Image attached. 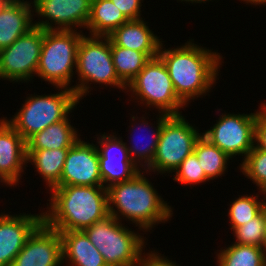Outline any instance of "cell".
Returning a JSON list of instances; mask_svg holds the SVG:
<instances>
[{
	"instance_id": "obj_4",
	"label": "cell",
	"mask_w": 266,
	"mask_h": 266,
	"mask_svg": "<svg viewBox=\"0 0 266 266\" xmlns=\"http://www.w3.org/2000/svg\"><path fill=\"white\" fill-rule=\"evenodd\" d=\"M76 74L78 82L76 81L72 89L79 102L88 93L91 95V84L95 83L99 87L113 86L126 92L127 86L118 78L113 65L111 40L108 36H92L86 33L82 36L77 49Z\"/></svg>"
},
{
	"instance_id": "obj_3",
	"label": "cell",
	"mask_w": 266,
	"mask_h": 266,
	"mask_svg": "<svg viewBox=\"0 0 266 266\" xmlns=\"http://www.w3.org/2000/svg\"><path fill=\"white\" fill-rule=\"evenodd\" d=\"M145 173L147 176L146 170H141L132 179L109 186L108 210L111 217L123 223L132 222L140 231L150 232L172 218L173 208L158 194Z\"/></svg>"
},
{
	"instance_id": "obj_28",
	"label": "cell",
	"mask_w": 266,
	"mask_h": 266,
	"mask_svg": "<svg viewBox=\"0 0 266 266\" xmlns=\"http://www.w3.org/2000/svg\"><path fill=\"white\" fill-rule=\"evenodd\" d=\"M259 195L262 196L259 200ZM235 197L233 202H230L228 209V220L231 225L230 230L233 231L238 226L244 225L249 220L257 216L266 204V193L261 192L258 194H244Z\"/></svg>"
},
{
	"instance_id": "obj_11",
	"label": "cell",
	"mask_w": 266,
	"mask_h": 266,
	"mask_svg": "<svg viewBox=\"0 0 266 266\" xmlns=\"http://www.w3.org/2000/svg\"><path fill=\"white\" fill-rule=\"evenodd\" d=\"M44 30L34 26L14 43L0 50V80L31 82L37 72Z\"/></svg>"
},
{
	"instance_id": "obj_23",
	"label": "cell",
	"mask_w": 266,
	"mask_h": 266,
	"mask_svg": "<svg viewBox=\"0 0 266 266\" xmlns=\"http://www.w3.org/2000/svg\"><path fill=\"white\" fill-rule=\"evenodd\" d=\"M69 148L27 150V164H32L35 171L47 184L45 187L49 191L61 178L64 163Z\"/></svg>"
},
{
	"instance_id": "obj_35",
	"label": "cell",
	"mask_w": 266,
	"mask_h": 266,
	"mask_svg": "<svg viewBox=\"0 0 266 266\" xmlns=\"http://www.w3.org/2000/svg\"><path fill=\"white\" fill-rule=\"evenodd\" d=\"M240 1H243L248 5L251 4V6L252 5H256V6L259 5V7H260V5H264V6L266 5V0H240Z\"/></svg>"
},
{
	"instance_id": "obj_37",
	"label": "cell",
	"mask_w": 266,
	"mask_h": 266,
	"mask_svg": "<svg viewBox=\"0 0 266 266\" xmlns=\"http://www.w3.org/2000/svg\"><path fill=\"white\" fill-rule=\"evenodd\" d=\"M177 2L179 1H181V2H185V3H191V4H194V3H199V4H201V3H206L207 1L209 2V1H212V0H176Z\"/></svg>"
},
{
	"instance_id": "obj_14",
	"label": "cell",
	"mask_w": 266,
	"mask_h": 266,
	"mask_svg": "<svg viewBox=\"0 0 266 266\" xmlns=\"http://www.w3.org/2000/svg\"><path fill=\"white\" fill-rule=\"evenodd\" d=\"M103 186L96 144L81 138L69 148L60 181L55 186Z\"/></svg>"
},
{
	"instance_id": "obj_32",
	"label": "cell",
	"mask_w": 266,
	"mask_h": 266,
	"mask_svg": "<svg viewBox=\"0 0 266 266\" xmlns=\"http://www.w3.org/2000/svg\"><path fill=\"white\" fill-rule=\"evenodd\" d=\"M134 266H179V264L176 263V260L172 261L154 249L146 253L144 250Z\"/></svg>"
},
{
	"instance_id": "obj_27",
	"label": "cell",
	"mask_w": 266,
	"mask_h": 266,
	"mask_svg": "<svg viewBox=\"0 0 266 266\" xmlns=\"http://www.w3.org/2000/svg\"><path fill=\"white\" fill-rule=\"evenodd\" d=\"M194 153L209 180L222 177L228 170L230 160H233L203 135L197 140Z\"/></svg>"
},
{
	"instance_id": "obj_38",
	"label": "cell",
	"mask_w": 266,
	"mask_h": 266,
	"mask_svg": "<svg viewBox=\"0 0 266 266\" xmlns=\"http://www.w3.org/2000/svg\"><path fill=\"white\" fill-rule=\"evenodd\" d=\"M263 102L264 103H261L259 107H260L261 112L266 116V102L265 101Z\"/></svg>"
},
{
	"instance_id": "obj_33",
	"label": "cell",
	"mask_w": 266,
	"mask_h": 266,
	"mask_svg": "<svg viewBox=\"0 0 266 266\" xmlns=\"http://www.w3.org/2000/svg\"><path fill=\"white\" fill-rule=\"evenodd\" d=\"M128 20L141 19V8L144 0H111Z\"/></svg>"
},
{
	"instance_id": "obj_8",
	"label": "cell",
	"mask_w": 266,
	"mask_h": 266,
	"mask_svg": "<svg viewBox=\"0 0 266 266\" xmlns=\"http://www.w3.org/2000/svg\"><path fill=\"white\" fill-rule=\"evenodd\" d=\"M129 92V93H128ZM145 109L155 108L169 115H182L187 107L177 96L167 68L159 57L150 59L126 87L125 94ZM136 100V101H135Z\"/></svg>"
},
{
	"instance_id": "obj_24",
	"label": "cell",
	"mask_w": 266,
	"mask_h": 266,
	"mask_svg": "<svg viewBox=\"0 0 266 266\" xmlns=\"http://www.w3.org/2000/svg\"><path fill=\"white\" fill-rule=\"evenodd\" d=\"M128 19L111 0H92L86 30L92 36H109Z\"/></svg>"
},
{
	"instance_id": "obj_16",
	"label": "cell",
	"mask_w": 266,
	"mask_h": 266,
	"mask_svg": "<svg viewBox=\"0 0 266 266\" xmlns=\"http://www.w3.org/2000/svg\"><path fill=\"white\" fill-rule=\"evenodd\" d=\"M12 266H64L60 232L42 223L27 239Z\"/></svg>"
},
{
	"instance_id": "obj_20",
	"label": "cell",
	"mask_w": 266,
	"mask_h": 266,
	"mask_svg": "<svg viewBox=\"0 0 266 266\" xmlns=\"http://www.w3.org/2000/svg\"><path fill=\"white\" fill-rule=\"evenodd\" d=\"M33 7L25 1L8 2L0 12V50L34 27Z\"/></svg>"
},
{
	"instance_id": "obj_6",
	"label": "cell",
	"mask_w": 266,
	"mask_h": 266,
	"mask_svg": "<svg viewBox=\"0 0 266 266\" xmlns=\"http://www.w3.org/2000/svg\"><path fill=\"white\" fill-rule=\"evenodd\" d=\"M83 30H44L36 77L54 87L72 89L75 75L77 49Z\"/></svg>"
},
{
	"instance_id": "obj_2",
	"label": "cell",
	"mask_w": 266,
	"mask_h": 266,
	"mask_svg": "<svg viewBox=\"0 0 266 266\" xmlns=\"http://www.w3.org/2000/svg\"><path fill=\"white\" fill-rule=\"evenodd\" d=\"M43 223L56 231H79L109 216L107 188L54 186L48 192Z\"/></svg>"
},
{
	"instance_id": "obj_30",
	"label": "cell",
	"mask_w": 266,
	"mask_h": 266,
	"mask_svg": "<svg viewBox=\"0 0 266 266\" xmlns=\"http://www.w3.org/2000/svg\"><path fill=\"white\" fill-rule=\"evenodd\" d=\"M232 233L235 239L233 243L266 249L264 207L257 216L235 228Z\"/></svg>"
},
{
	"instance_id": "obj_29",
	"label": "cell",
	"mask_w": 266,
	"mask_h": 266,
	"mask_svg": "<svg viewBox=\"0 0 266 266\" xmlns=\"http://www.w3.org/2000/svg\"><path fill=\"white\" fill-rule=\"evenodd\" d=\"M239 170L256 184L258 193H266V152L255 145L243 161L239 164Z\"/></svg>"
},
{
	"instance_id": "obj_36",
	"label": "cell",
	"mask_w": 266,
	"mask_h": 266,
	"mask_svg": "<svg viewBox=\"0 0 266 266\" xmlns=\"http://www.w3.org/2000/svg\"><path fill=\"white\" fill-rule=\"evenodd\" d=\"M2 183L3 186L5 187H14V185L12 184V182L6 178L1 172H0V184Z\"/></svg>"
},
{
	"instance_id": "obj_21",
	"label": "cell",
	"mask_w": 266,
	"mask_h": 266,
	"mask_svg": "<svg viewBox=\"0 0 266 266\" xmlns=\"http://www.w3.org/2000/svg\"><path fill=\"white\" fill-rule=\"evenodd\" d=\"M59 232L62 238L63 264L65 262L66 266H108L83 230Z\"/></svg>"
},
{
	"instance_id": "obj_13",
	"label": "cell",
	"mask_w": 266,
	"mask_h": 266,
	"mask_svg": "<svg viewBox=\"0 0 266 266\" xmlns=\"http://www.w3.org/2000/svg\"><path fill=\"white\" fill-rule=\"evenodd\" d=\"M115 134V135H114ZM96 146L103 187L124 182L136 176L141 169L130 159L126 142L116 133L98 135ZM98 144V145H97Z\"/></svg>"
},
{
	"instance_id": "obj_18",
	"label": "cell",
	"mask_w": 266,
	"mask_h": 266,
	"mask_svg": "<svg viewBox=\"0 0 266 266\" xmlns=\"http://www.w3.org/2000/svg\"><path fill=\"white\" fill-rule=\"evenodd\" d=\"M157 113H158V115L156 116V119H157L156 123L157 124H154V125H156V127L155 126H151L153 124L150 122V120H149V123H150V125H149L148 120H146L147 119L146 118V116H147L146 112L144 113L145 114L144 116L143 115H142V117L140 116V119L137 116V114H136V117H135V115L133 116L132 114H130L131 115V117H130L131 121L130 122H132V123H129V124H131L129 126V128L131 130L128 129V132L129 131L131 132L130 136H132V137H130V138H132V139H131L130 145L127 144V142H126V147L128 149V154H129L130 159L141 170H146L152 164L153 158L155 156L156 148H157V145H158V141H159L160 131H161L162 126H163V122L170 116L169 114L162 113V112H157ZM137 119H138V122H137ZM137 126H139L140 131L143 128V129H145V131H147V134H148V132H150V136L149 135L148 136L151 137V138L147 141V143L143 142V143H145L144 145L142 143L141 144L138 143V141L140 139L138 141L137 140L136 141L133 140V139L136 138V136H134L135 134H133V133L136 131V128L138 129ZM142 139L147 140V137L144 136Z\"/></svg>"
},
{
	"instance_id": "obj_31",
	"label": "cell",
	"mask_w": 266,
	"mask_h": 266,
	"mask_svg": "<svg viewBox=\"0 0 266 266\" xmlns=\"http://www.w3.org/2000/svg\"><path fill=\"white\" fill-rule=\"evenodd\" d=\"M174 173V182L177 181L181 185L183 184V186L190 185V188L192 186L194 187V185L197 186L201 183L206 184V181H210L201 168L200 162L194 152L182 161Z\"/></svg>"
},
{
	"instance_id": "obj_39",
	"label": "cell",
	"mask_w": 266,
	"mask_h": 266,
	"mask_svg": "<svg viewBox=\"0 0 266 266\" xmlns=\"http://www.w3.org/2000/svg\"><path fill=\"white\" fill-rule=\"evenodd\" d=\"M8 3L6 0H0V12L3 9V7Z\"/></svg>"
},
{
	"instance_id": "obj_40",
	"label": "cell",
	"mask_w": 266,
	"mask_h": 266,
	"mask_svg": "<svg viewBox=\"0 0 266 266\" xmlns=\"http://www.w3.org/2000/svg\"><path fill=\"white\" fill-rule=\"evenodd\" d=\"M264 219H265V238H266V204L264 205Z\"/></svg>"
},
{
	"instance_id": "obj_10",
	"label": "cell",
	"mask_w": 266,
	"mask_h": 266,
	"mask_svg": "<svg viewBox=\"0 0 266 266\" xmlns=\"http://www.w3.org/2000/svg\"><path fill=\"white\" fill-rule=\"evenodd\" d=\"M260 107L253 113H220L218 120L202 135L230 158L243 156L242 161L254 147L255 123Z\"/></svg>"
},
{
	"instance_id": "obj_41",
	"label": "cell",
	"mask_w": 266,
	"mask_h": 266,
	"mask_svg": "<svg viewBox=\"0 0 266 266\" xmlns=\"http://www.w3.org/2000/svg\"><path fill=\"white\" fill-rule=\"evenodd\" d=\"M23 1H25V2H26L27 4H29V5H33V4L36 3L38 0H33V1H32V0H30V1H29V0H28V1H27V0H23Z\"/></svg>"
},
{
	"instance_id": "obj_5",
	"label": "cell",
	"mask_w": 266,
	"mask_h": 266,
	"mask_svg": "<svg viewBox=\"0 0 266 266\" xmlns=\"http://www.w3.org/2000/svg\"><path fill=\"white\" fill-rule=\"evenodd\" d=\"M56 93L26 96L22 107L11 119L6 121L27 142L33 135L39 133L51 124L58 123L70 115L80 103L71 88L54 87ZM8 119V120H7Z\"/></svg>"
},
{
	"instance_id": "obj_17",
	"label": "cell",
	"mask_w": 266,
	"mask_h": 266,
	"mask_svg": "<svg viewBox=\"0 0 266 266\" xmlns=\"http://www.w3.org/2000/svg\"><path fill=\"white\" fill-rule=\"evenodd\" d=\"M27 145L22 136L0 119V172L16 187L27 169Z\"/></svg>"
},
{
	"instance_id": "obj_7",
	"label": "cell",
	"mask_w": 266,
	"mask_h": 266,
	"mask_svg": "<svg viewBox=\"0 0 266 266\" xmlns=\"http://www.w3.org/2000/svg\"><path fill=\"white\" fill-rule=\"evenodd\" d=\"M123 225L109 215L83 230L108 266H134L147 245L143 233Z\"/></svg>"
},
{
	"instance_id": "obj_25",
	"label": "cell",
	"mask_w": 266,
	"mask_h": 266,
	"mask_svg": "<svg viewBox=\"0 0 266 266\" xmlns=\"http://www.w3.org/2000/svg\"><path fill=\"white\" fill-rule=\"evenodd\" d=\"M111 54L118 78L126 85L136 77L150 59L158 57V53H143L119 47L111 41Z\"/></svg>"
},
{
	"instance_id": "obj_34",
	"label": "cell",
	"mask_w": 266,
	"mask_h": 266,
	"mask_svg": "<svg viewBox=\"0 0 266 266\" xmlns=\"http://www.w3.org/2000/svg\"><path fill=\"white\" fill-rule=\"evenodd\" d=\"M254 145L266 152V116L261 111L255 123Z\"/></svg>"
},
{
	"instance_id": "obj_19",
	"label": "cell",
	"mask_w": 266,
	"mask_h": 266,
	"mask_svg": "<svg viewBox=\"0 0 266 266\" xmlns=\"http://www.w3.org/2000/svg\"><path fill=\"white\" fill-rule=\"evenodd\" d=\"M145 18L128 20L108 37L117 46L143 53H159L162 38L154 34Z\"/></svg>"
},
{
	"instance_id": "obj_12",
	"label": "cell",
	"mask_w": 266,
	"mask_h": 266,
	"mask_svg": "<svg viewBox=\"0 0 266 266\" xmlns=\"http://www.w3.org/2000/svg\"><path fill=\"white\" fill-rule=\"evenodd\" d=\"M91 6L92 0H38L32 5L33 15L39 18L33 21L34 26L43 30L86 29Z\"/></svg>"
},
{
	"instance_id": "obj_22",
	"label": "cell",
	"mask_w": 266,
	"mask_h": 266,
	"mask_svg": "<svg viewBox=\"0 0 266 266\" xmlns=\"http://www.w3.org/2000/svg\"><path fill=\"white\" fill-rule=\"evenodd\" d=\"M68 115L64 120L51 124L33 135L27 142V150L61 149L72 147L79 139L80 133L71 125Z\"/></svg>"
},
{
	"instance_id": "obj_1",
	"label": "cell",
	"mask_w": 266,
	"mask_h": 266,
	"mask_svg": "<svg viewBox=\"0 0 266 266\" xmlns=\"http://www.w3.org/2000/svg\"><path fill=\"white\" fill-rule=\"evenodd\" d=\"M164 46L161 42L158 57L167 68L178 98L188 106L192 100L209 95L219 80L223 56L195 44L192 38L175 48Z\"/></svg>"
},
{
	"instance_id": "obj_9",
	"label": "cell",
	"mask_w": 266,
	"mask_h": 266,
	"mask_svg": "<svg viewBox=\"0 0 266 266\" xmlns=\"http://www.w3.org/2000/svg\"><path fill=\"white\" fill-rule=\"evenodd\" d=\"M197 128L183 115H170L163 122L155 156L146 169L148 175L152 172L157 175L166 173L165 176L172 174L194 152L195 144L202 135Z\"/></svg>"
},
{
	"instance_id": "obj_26",
	"label": "cell",
	"mask_w": 266,
	"mask_h": 266,
	"mask_svg": "<svg viewBox=\"0 0 266 266\" xmlns=\"http://www.w3.org/2000/svg\"><path fill=\"white\" fill-rule=\"evenodd\" d=\"M216 252L218 266H266V249L231 243Z\"/></svg>"
},
{
	"instance_id": "obj_15",
	"label": "cell",
	"mask_w": 266,
	"mask_h": 266,
	"mask_svg": "<svg viewBox=\"0 0 266 266\" xmlns=\"http://www.w3.org/2000/svg\"><path fill=\"white\" fill-rule=\"evenodd\" d=\"M5 212L0 213V266H12L27 239L43 223V211L12 215Z\"/></svg>"
}]
</instances>
